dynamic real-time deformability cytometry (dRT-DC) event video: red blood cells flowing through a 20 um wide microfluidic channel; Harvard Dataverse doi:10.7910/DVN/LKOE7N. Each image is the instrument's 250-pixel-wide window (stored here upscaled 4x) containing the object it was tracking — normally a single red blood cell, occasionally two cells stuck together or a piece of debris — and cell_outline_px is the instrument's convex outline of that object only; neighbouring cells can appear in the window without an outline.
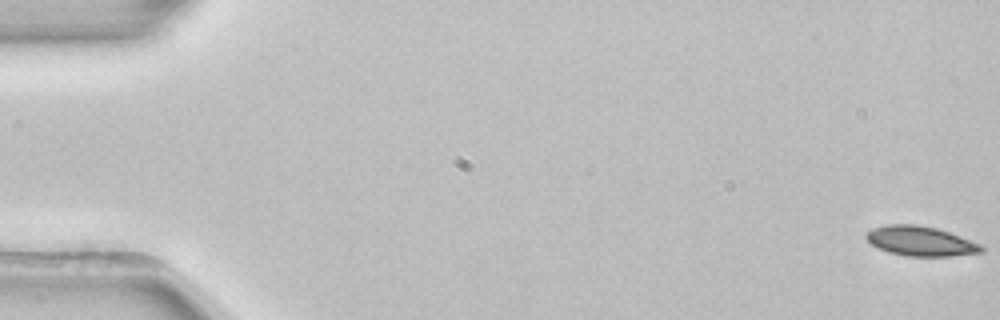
{"species": "common noctule bat (a hibernating species)", "species_latin": "Nyctalus noctula", "temperature_condition": "room temperature", "stored_images_in_passage": 53, "camera_frame_rate_fps": 3000, "um_per_image_px": 0.085, "animal": {"sex": "female", "body_mass_g": 22.7, "forearm_length_mm": 54.2}, "frame": {"image": 1, "passage_image": 1, "time_ms": 0.0, "image_size_px": [1000, 320], "cell_outline_px": [[984, 248], [980, 252], [948, 256], [912, 256], [892, 252], [880, 248], [872, 244], [868, 240], [868, 232], [876, 228], [896, 224], [908, 224], [932, 228], [948, 232], [968, 240]], "centroid_in_image_um": [78.25, 20.51], "position_along_channel_um": 6.8, "area_um2": 18.67}}
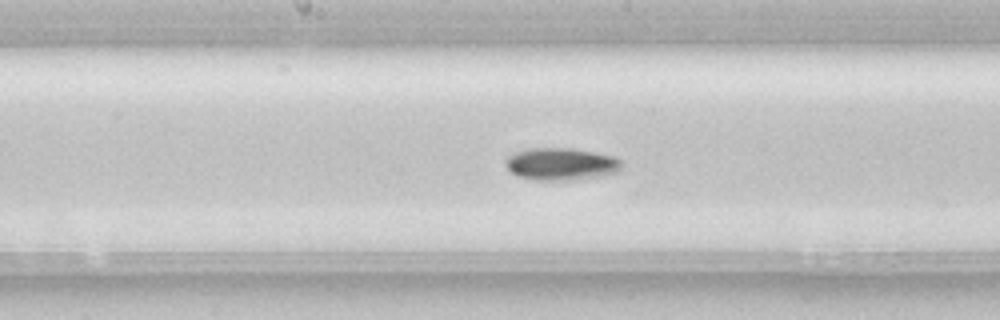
{"frame": {"image": 2, "passage_image": 28, "time_ms": 9.0, "image_size_px": [1000, 320], "cell_outline_px": [[620, 164], [612, 172], [576, 176], [520, 176], [512, 172], [508, 168], [508, 160], [512, 156], [520, 152], [536, 148], [556, 148], [588, 152], [612, 156], [620, 160]], "centroid_in_image_um": [47.66, 13.85], "position_along_channel_um": 200.5, "area_um2": 18.44}}
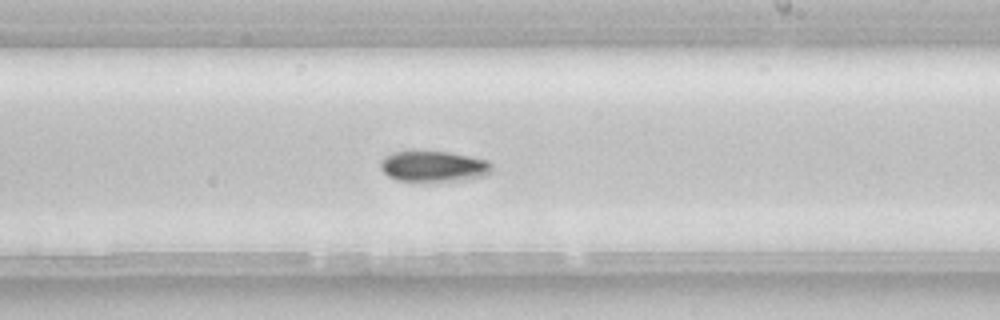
{"frame": {"image": 3, "passage_image": 32, "time_ms": 10.333, "image_size_px": [1000, 320], "cell_outline_px": [[488, 172], [436, 180], [400, 180], [388, 176], [384, 172], [380, 164], [388, 156], [396, 152], [444, 152], [484, 160], [488, 164]], "centroid_in_image_um": [36.65, 14.1], "position_along_channel_um": 252.4, "area_um2": 17.63}}